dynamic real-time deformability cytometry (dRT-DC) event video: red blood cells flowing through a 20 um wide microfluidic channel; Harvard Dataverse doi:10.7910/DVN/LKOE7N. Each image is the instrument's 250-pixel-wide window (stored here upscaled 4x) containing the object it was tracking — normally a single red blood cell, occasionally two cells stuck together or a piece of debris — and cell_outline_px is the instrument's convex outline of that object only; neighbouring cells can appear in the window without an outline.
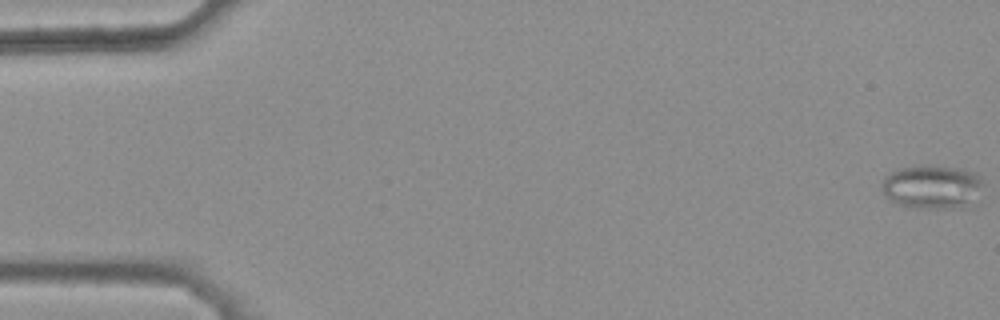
{"species": "common noctule bat (a hibernating species)", "species_latin": "Nyctalus noctula", "temperature_condition": "warm", "stored_images_in_passage": 14, "camera_frame_rate_fps": 3000, "um_per_image_px": 0.085, "animal": {"sex": "female", "body_mass_g": 25.1}, "frame": {"image": 1, "passage_image": 1, "time_ms": 0.0, "image_size_px": [1000, 320], "cell_outline_px": [[984, 184], [968, 208], [916, 208], [900, 204], [892, 200], [884, 192], [884, 180], [892, 172], [900, 168], [920, 164], [928, 164], [960, 168], [976, 172], [980, 176]], "centroid_in_image_um": [79.32, 15.86], "position_along_channel_um": 5.7, "area_um2": 25.89}}